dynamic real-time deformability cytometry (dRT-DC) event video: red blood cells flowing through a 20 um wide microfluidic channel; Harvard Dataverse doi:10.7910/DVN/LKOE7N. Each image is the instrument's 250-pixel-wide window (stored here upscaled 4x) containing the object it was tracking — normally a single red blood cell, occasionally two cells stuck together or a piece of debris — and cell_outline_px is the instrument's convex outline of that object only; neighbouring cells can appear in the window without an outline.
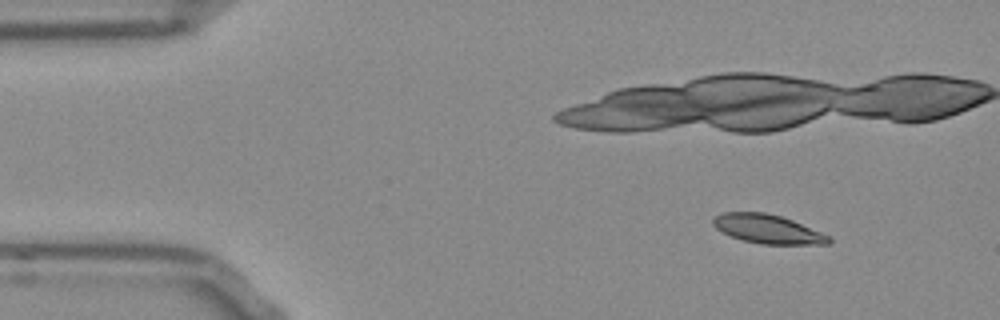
{"species": "Egyptian fruit bat (a non-hibernating species)", "species_latin": "Rousettus aegyptiacus", "temperature_condition": "room temperature", "stored_images_in_passage": 23, "camera_frame_rate_fps": 3000, "um_per_image_px": 0.085, "frame": {"image": 1, "passage_image": 1, "time_ms": 0.0, "image_size_px": [1000, 320], "cell_outline_px": [[832, 240], [828, 244], [760, 244], [744, 240], [732, 236], [716, 228], [712, 224], [712, 216], [724, 212], [764, 212], [780, 216], [792, 220], [820, 232], [828, 236]], "centroid_in_image_um": [65.21, 19.46], "position_along_channel_um": 19.8, "area_um2": 19.25}}